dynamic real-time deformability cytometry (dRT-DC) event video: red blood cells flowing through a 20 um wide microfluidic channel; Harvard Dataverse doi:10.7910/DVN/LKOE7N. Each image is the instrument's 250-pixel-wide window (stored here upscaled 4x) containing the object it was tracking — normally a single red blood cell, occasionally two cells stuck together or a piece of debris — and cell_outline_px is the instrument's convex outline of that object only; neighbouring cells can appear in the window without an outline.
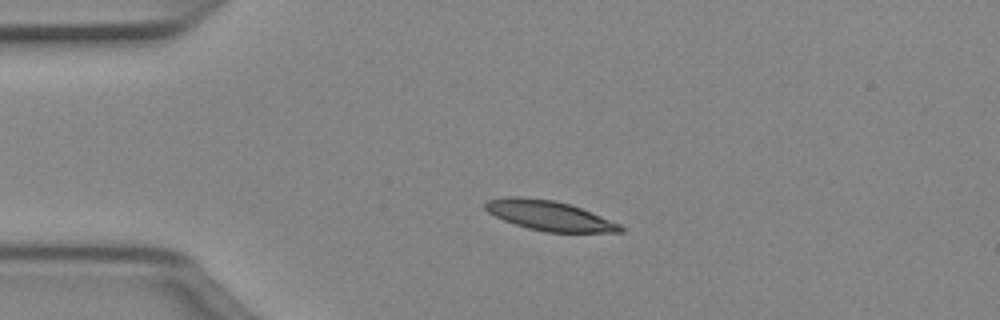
{"species": "Egyptian fruit bat (a non-hibernating species)", "species_latin": "Rousettus aegyptiacus", "temperature_condition": "cold", "stored_images_in_passage": 40, "camera_frame_rate_fps": 3000, "um_per_image_px": 0.085, "animal": {"sex": "female"}, "frame": {"image": 1, "passage_image": 1, "time_ms": 0.0, "image_size_px": [1000, 320], "cell_outline_px": [[624, 232], [544, 232], [528, 228], [504, 220], [488, 212], [484, 208], [484, 204], [488, 200], [504, 196], [524, 196], [552, 200], [568, 204], [580, 208], [620, 224], [624, 228]], "centroid_in_image_um": [46.65, 18.32], "position_along_channel_um": 38.3, "area_um2": 23.29}}
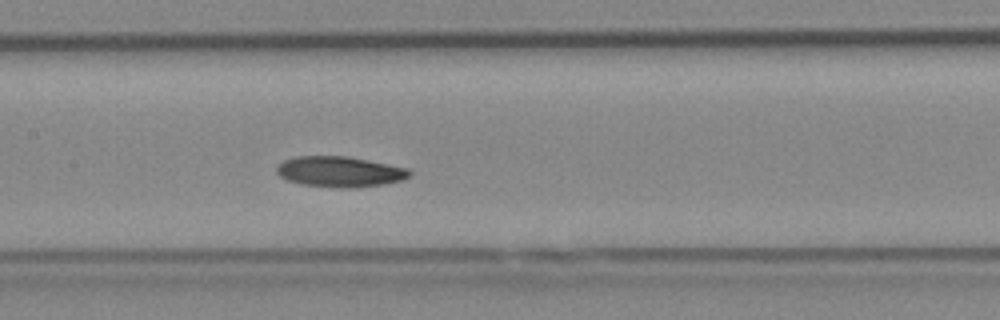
{"frame": {"image": 2, "passage_image": 14, "time_ms": 4.333, "image_size_px": [1000, 320], "cell_outline_px": [[412, 172], [404, 180], [384, 184], [352, 188], [340, 188], [300, 184], [288, 180], [280, 176], [276, 172], [276, 168], [284, 160], [296, 156], [348, 156], [408, 168]], "centroid_in_image_um": [28.89, 14.59], "position_along_channel_um": 178.5, "area_um2": 23.7}}
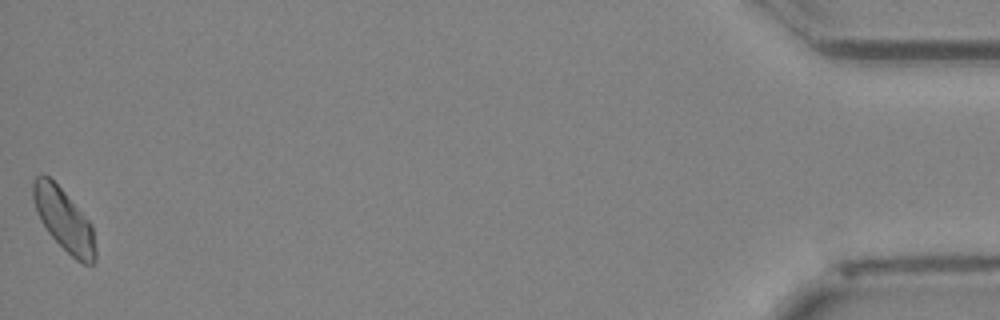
{"frame": {"image": 3, "passage_image": 40, "time_ms": 13.0, "image_size_px": [1000, 320], "cell_outline_px": [[96, 264], [84, 264], [76, 260], [48, 232], [40, 220], [36, 212], [32, 196], [32, 180], [40, 172], [48, 176], [64, 192], [92, 224], [96, 248]], "centroid_in_image_um": [5.43, 18.68], "position_along_channel_um": 429.8, "area_um2": 22.6}, "authors_computed_cell_mechanics": {"area_um2": 23.0044, "velocity_mm_per_s": 3.9885, "shape_relaxation_time_tau1_ms": 4.209, "shape_relaxation_time_tau2_ms": null, "deformation_change_tau1": 0.112, "deformation_change_tau2": null}}